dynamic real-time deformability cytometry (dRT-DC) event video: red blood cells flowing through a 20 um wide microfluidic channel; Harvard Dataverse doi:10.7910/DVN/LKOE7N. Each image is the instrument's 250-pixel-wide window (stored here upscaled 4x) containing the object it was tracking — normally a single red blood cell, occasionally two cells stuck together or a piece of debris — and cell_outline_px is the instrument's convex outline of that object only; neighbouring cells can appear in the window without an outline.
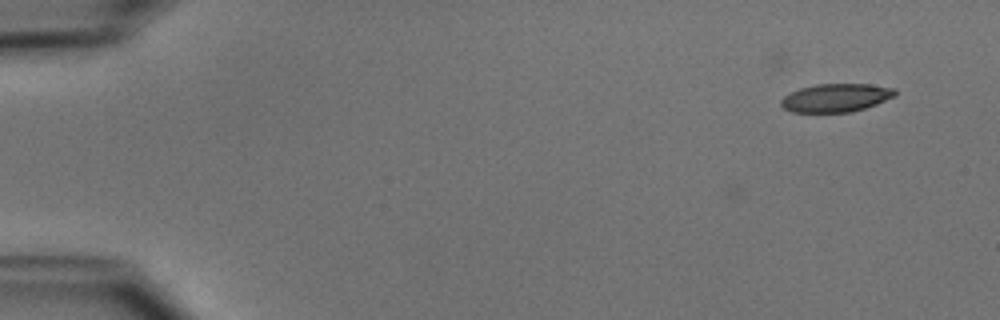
{"species": "common noctule bat (a hibernating species)", "species_latin": "Nyctalus noctula", "temperature_condition": "cold", "stored_images_in_passage": 44, "camera_frame_rate_fps": 3000, "um_per_image_px": 0.085, "animal": {"sex": "male", "body_mass_g": 15.6}, "frame": {"image": 1, "passage_image": 1, "time_ms": 0.0, "image_size_px": [1000, 320], "cell_outline_px": [[896, 96], [876, 104], [864, 108], [848, 112], [792, 112], [784, 108], [780, 104], [780, 100], [784, 96], [800, 88], [816, 84], [868, 84], [896, 88]], "centroid_in_image_um": [71.06, 8.3], "position_along_channel_um": 13.9, "area_um2": 18.73}}
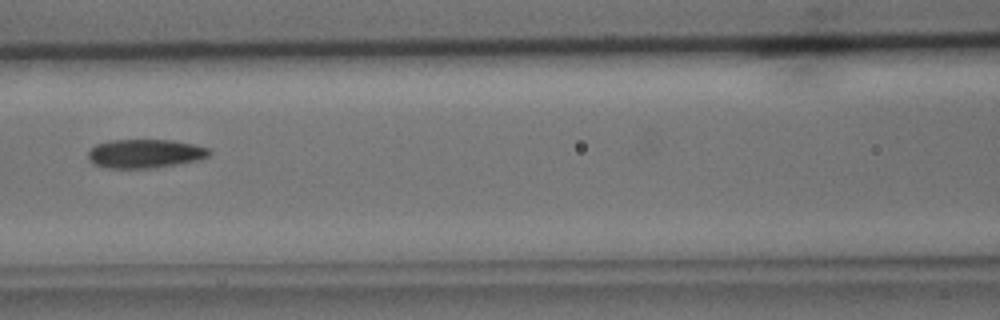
{"frame": {"image": 2, "passage_image": 21, "time_ms": 6.667, "image_size_px": [1000, 320], "cell_outline_px": [[212, 152], [208, 156], [200, 160], [152, 168], [104, 168], [92, 164], [88, 160], [88, 152], [96, 144], [112, 140], [172, 140], [192, 144], [208, 148]], "centroid_in_image_um": [12.3, 13.06], "position_along_channel_um": 154.3, "area_um2": 20.4}}
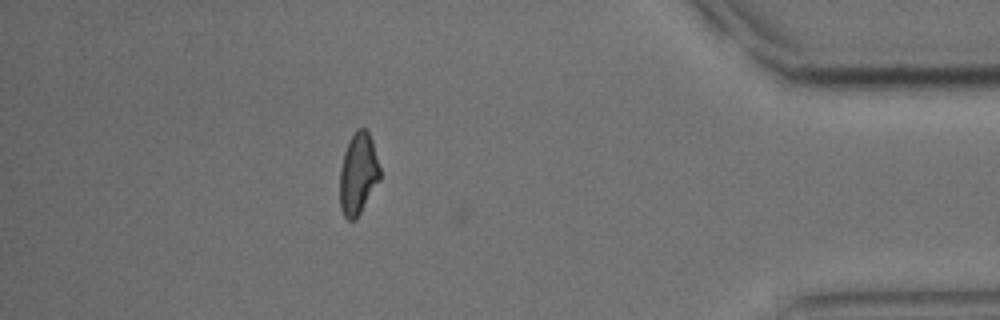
{"frame": {"image": 3, "passage_image": 43, "time_ms": 14.0, "image_size_px": [1000, 320], "cell_outline_px": [[380, 180], [360, 212], [352, 220], [348, 220], [344, 216], [340, 208], [340, 168], [344, 152], [348, 140], [356, 128], [364, 128], [368, 132], [372, 140], [380, 168]], "centroid_in_image_um": [30.43, 14.73], "position_along_channel_um": 404.8, "area_um2": 19.02}, "authors_computed_cell_mechanics": {"area_um2": 20.2878, "velocity_mm_per_s": 3.9445, "shape_relaxation_time_tau1_ms": 4.6045, "shape_relaxation_time_tau2_ms": 3.8618, "deformation_change_tau1": 0.1192, "deformation_change_tau2": 0.101}}